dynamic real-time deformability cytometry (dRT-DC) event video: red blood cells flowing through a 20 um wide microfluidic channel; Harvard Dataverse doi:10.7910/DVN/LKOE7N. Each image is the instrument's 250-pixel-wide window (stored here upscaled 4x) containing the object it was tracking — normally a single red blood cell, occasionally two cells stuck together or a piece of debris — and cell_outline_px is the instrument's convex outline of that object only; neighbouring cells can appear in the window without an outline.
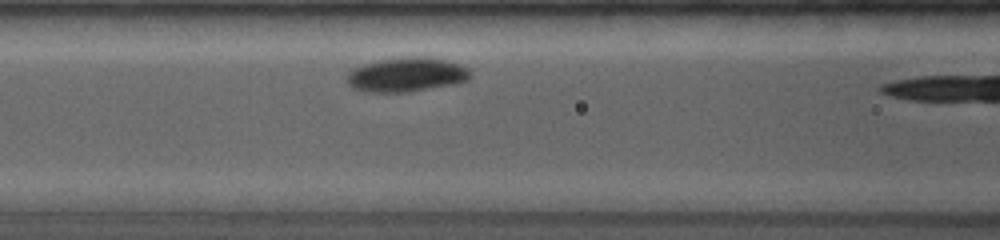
{"species": "common noctule bat (a hibernating species)", "species_latin": "Nyctalus noctula", "temperature_condition": "room temperature", "stored_images_in_passage": 34, "camera_frame_rate_fps": 4000, "um_per_image_px": 0.085, "animal": {"sex": "female", "body_mass_g": 19.0, "forearm_length_mm": 53.3}, "frame": {"image": 1, "passage_image": 10, "time_ms": 1.75, "image_size_px": [1000, 240], "cell_outline_px": [[472, 76], [468, 80], [452, 84], [408, 92], [372, 92], [352, 88], [348, 84], [348, 72], [364, 64], [380, 60], [412, 56], [428, 56], [460, 64], [468, 68]], "centroid_in_image_um": [34.59, 6.34], "position_along_channel_um": 132.0, "area_um2": 24.45}}